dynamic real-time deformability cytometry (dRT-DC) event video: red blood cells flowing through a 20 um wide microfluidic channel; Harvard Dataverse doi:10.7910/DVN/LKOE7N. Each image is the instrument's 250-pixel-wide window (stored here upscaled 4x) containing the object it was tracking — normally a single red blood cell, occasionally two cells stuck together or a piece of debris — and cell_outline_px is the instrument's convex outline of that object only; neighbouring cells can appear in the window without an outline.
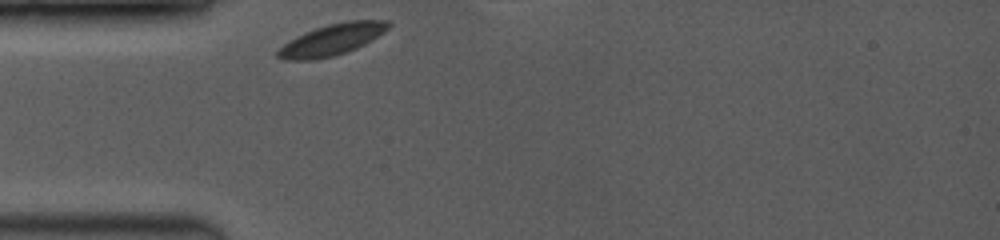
{"species": "common noctule bat (a hibernating species)", "species_latin": "Nyctalus noctula", "temperature_condition": "room temperature", "stored_images_in_passage": 25, "camera_frame_rate_fps": 3500, "um_per_image_px": 0.085, "animal": {"sex": "female", "body_mass_g": 19.0, "forearm_length_mm": 53.3}, "frame": {"image": 1, "passage_image": 1, "time_ms": 0.0, "image_size_px": [1000, 240], "cell_outline_px": [[392, 24], [384, 32], [372, 40], [356, 48], [332, 56], [312, 60], [284, 60], [276, 56], [276, 52], [284, 44], [296, 36], [304, 32], [328, 24], [348, 20], [388, 20]], "centroid_in_image_um": [28.22, 3.36], "position_along_channel_um": 56.8, "area_um2": 20.06}}
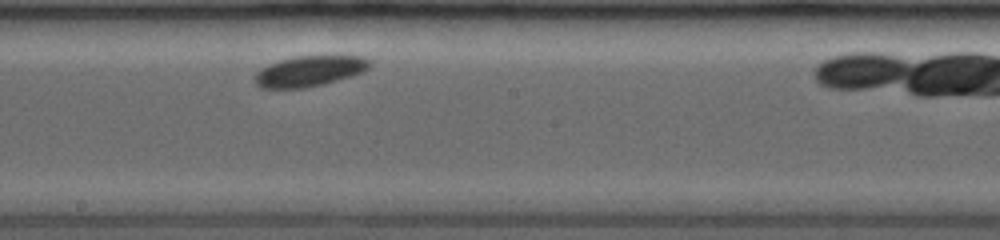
{"frame": {"image": 2, "passage_image": 14, "time_ms": 4.571, "image_size_px": [1000, 240], "cell_outline_px": [[372, 64], [368, 68], [352, 76], [324, 84], [304, 88], [260, 88], [256, 84], [252, 76], [260, 68], [268, 64], [280, 60], [296, 56], [364, 56], [372, 60]], "centroid_in_image_um": [26.28, 6.04], "position_along_channel_um": 221.9, "area_um2": 20.69}}
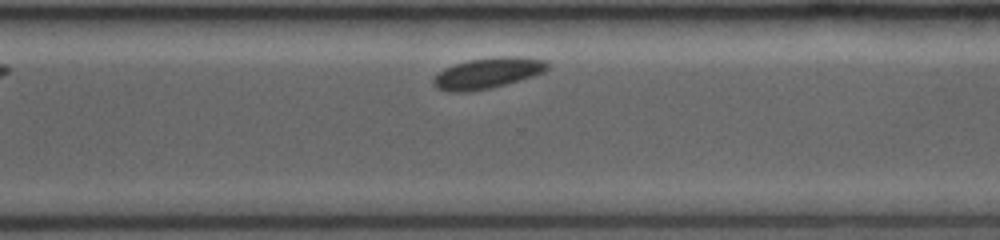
{"frame": {"image": 3, "passage_image": 22, "time_ms": 7.429, "image_size_px": [1000, 240], "cell_outline_px": [[548, 68], [544, 72], [520, 80], [492, 88], [468, 92], [448, 92], [436, 88], [432, 84], [432, 80], [444, 68], [468, 60], [500, 56], [520, 56], [544, 60], [548, 64]], "centroid_in_image_um": [41.43, 6.22], "position_along_channel_um": 329.2, "area_um2": 20.52}}